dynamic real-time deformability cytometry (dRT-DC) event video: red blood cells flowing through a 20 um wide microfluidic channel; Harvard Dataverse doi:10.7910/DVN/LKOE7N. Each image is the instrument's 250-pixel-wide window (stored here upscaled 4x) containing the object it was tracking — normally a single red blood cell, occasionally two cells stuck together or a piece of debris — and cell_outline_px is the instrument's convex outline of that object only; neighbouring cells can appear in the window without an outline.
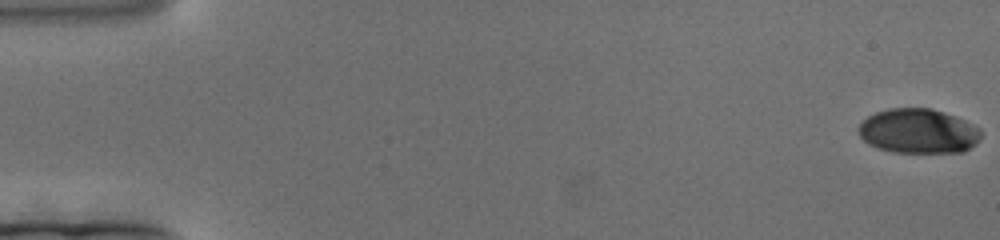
{"species": "human", "species_latin": "Homo sapiens", "temperature_condition": "cold", "stored_images_in_passage": 186, "camera_frame_rate_fps": 3000, "um_per_image_px": 0.085, "donor": {"sex": "female"}, "frame": {"image": 1, "passage_image": 1, "time_ms": 0.0, "image_size_px": [1000, 240], "cell_outline_px": [[980, 140], [976, 144], [964, 152], [892, 152], [876, 148], [868, 144], [860, 136], [856, 128], [868, 116], [876, 112], [888, 108], [932, 108], [956, 116], [980, 128]], "centroid_in_image_um": [78.05, 11.15], "position_along_channel_um": 7.0, "area_um2": 32.08}}
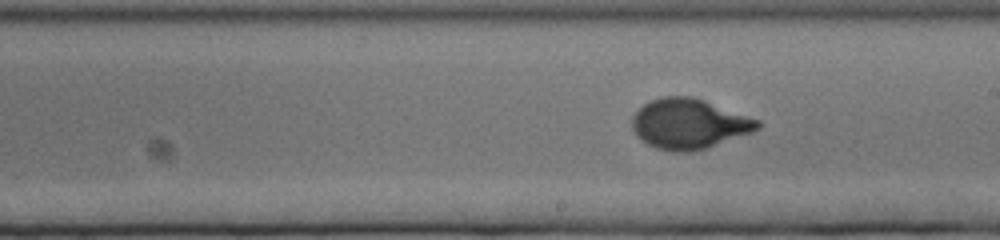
{"frame": {"image": 2, "passage_image": 106, "time_ms": 35.0, "image_size_px": [1000, 240], "cell_outline_px": [[760, 128], [752, 132], [692, 152], [672, 152], [656, 148], [640, 140], [636, 136], [632, 128], [632, 116], [644, 104], [652, 100], [664, 96], [692, 96], [704, 100], [760, 120]], "centroid_in_image_um": [58.54, 10.53], "position_along_channel_um": 230.5, "area_um2": 36.47}}
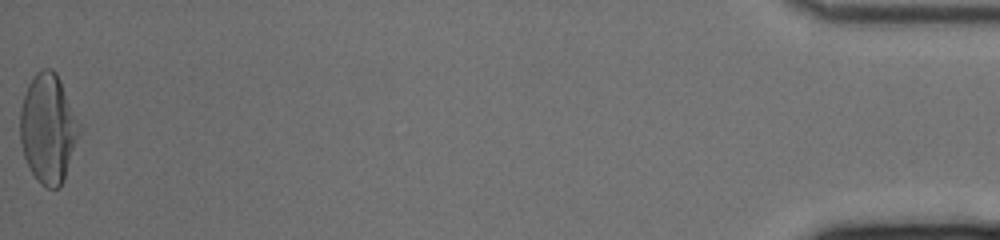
{"frame": {"image": 3, "passage_image": 186, "time_ms": 61.667, "image_size_px": [1000, 240], "cell_outline_px": [[80, 132], [64, 180], [60, 188], [48, 188], [40, 184], [36, 180], [24, 156], [20, 144], [20, 108], [28, 84], [36, 72], [44, 68], [52, 68], [56, 72], [60, 80], [80, 124]], "centroid_in_image_um": [4.08, 10.93], "position_along_channel_um": 431.1, "area_um2": 37.57}}